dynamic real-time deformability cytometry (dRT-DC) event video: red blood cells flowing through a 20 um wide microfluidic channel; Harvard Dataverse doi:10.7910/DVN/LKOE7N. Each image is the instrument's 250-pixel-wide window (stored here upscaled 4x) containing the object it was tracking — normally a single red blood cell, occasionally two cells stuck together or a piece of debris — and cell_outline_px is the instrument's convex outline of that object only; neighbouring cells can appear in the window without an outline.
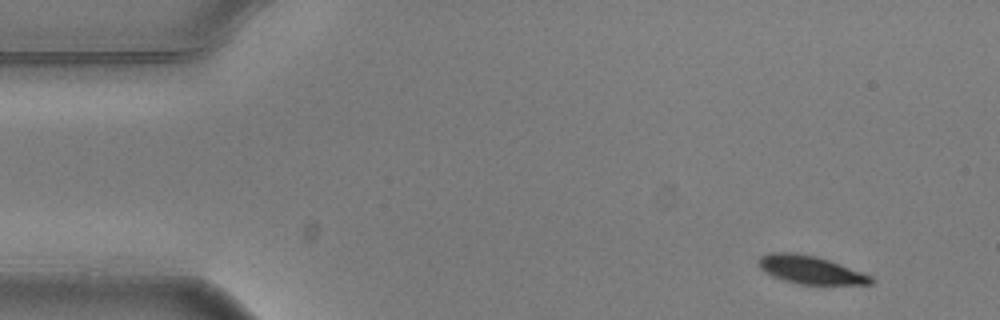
{"species": "common noctule bat (a hibernating species)", "species_latin": "Nyctalus noctula", "temperature_condition": "warm", "stored_images_in_passage": 4, "camera_frame_rate_fps": 3000, "um_per_image_px": 0.085, "animal": {"sex": "male", "body_mass_g": 20.5, "forearm_length_mm": 52.5}, "frame": {"image": 1, "passage_image": 1, "time_ms": 0.0, "image_size_px": [1000, 320], "cell_outline_px": [[872, 284], [800, 284], [784, 280], [772, 276], [764, 272], [760, 268], [756, 260], [760, 256], [772, 252], [796, 252], [816, 256], [840, 264], [872, 276]], "centroid_in_image_um": [68.82, 22.92], "position_along_channel_um": 16.2, "area_um2": 18.32}}